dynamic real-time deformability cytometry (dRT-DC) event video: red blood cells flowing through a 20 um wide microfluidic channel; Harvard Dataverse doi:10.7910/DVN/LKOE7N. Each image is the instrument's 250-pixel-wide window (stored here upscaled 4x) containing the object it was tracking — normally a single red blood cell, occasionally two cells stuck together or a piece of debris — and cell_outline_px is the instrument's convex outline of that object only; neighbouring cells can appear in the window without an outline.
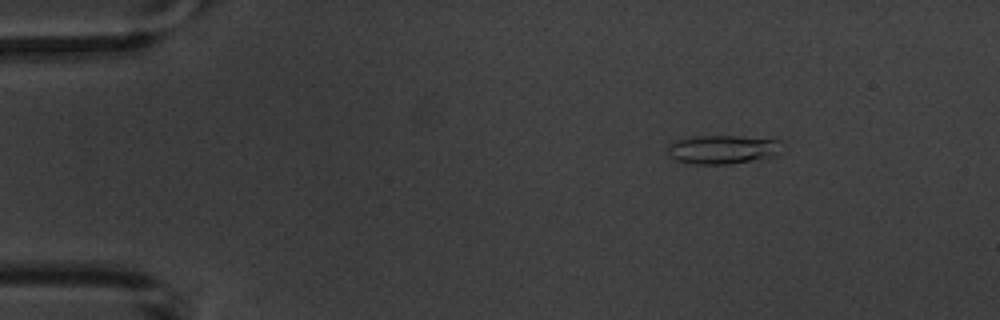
{"species": "common noctule bat (a hibernating species)", "species_latin": "Nyctalus noctula", "temperature_condition": "warm", "stored_images_in_passage": 3, "camera_frame_rate_fps": 3000, "um_per_image_px": 0.085, "animal": {"sex": "male", "body_mass_g": 20.1, "forearm_length_mm": 53.5}, "frame": {"image": 1, "passage_image": 1, "time_ms": 0.0, "image_size_px": [1000, 320], "cell_outline_px": [[780, 140], [776, 156], [728, 164], [692, 164], [676, 160], [668, 156], [668, 148], [672, 144], [680, 140], [696, 136], [736, 136]], "centroid_in_image_um": [61.4, 12.72], "position_along_channel_um": 23.6, "area_um2": 18.73}}